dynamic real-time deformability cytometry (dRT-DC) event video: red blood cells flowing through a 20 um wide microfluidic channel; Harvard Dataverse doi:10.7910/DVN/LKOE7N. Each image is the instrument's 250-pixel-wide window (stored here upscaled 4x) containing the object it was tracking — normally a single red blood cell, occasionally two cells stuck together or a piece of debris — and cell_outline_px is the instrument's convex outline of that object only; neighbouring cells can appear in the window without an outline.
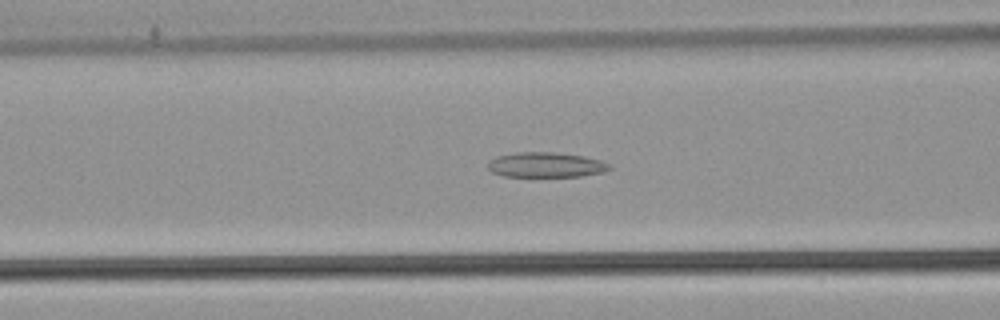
{"species": "common noctule bat (a hibernating species)", "species_latin": "Nyctalus noctula", "temperature_condition": "warm", "stored_images_in_passage": 54, "camera_frame_rate_fps": 3000, "um_per_image_px": 0.085, "animal": {"sex": "male", "body_mass_g": 21.5, "forearm_length_mm": 52.0}, "frame": {"image": 1, "passage_image": 23, "time_ms": 7.333, "image_size_px": [1000, 320], "cell_outline_px": [[612, 168], [604, 172], [580, 176], [504, 176], [492, 172], [488, 168], [488, 164], [496, 156], [516, 152], [552, 152], [584, 156], [600, 160], [612, 164]], "centroid_in_image_um": [46.44, 14.01], "position_along_channel_um": 120.2, "area_um2": 17.69}}
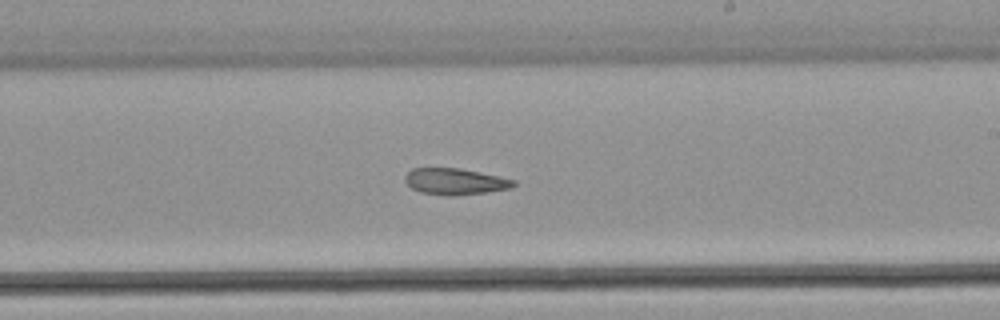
{"frame": {"image": 2, "passage_image": 33, "time_ms": 10.667, "image_size_px": [1000, 320], "cell_outline_px": [[516, 184], [512, 188], [488, 192], [452, 196], [448, 196], [420, 192], [412, 188], [404, 180], [404, 176], [412, 168], [460, 168], [500, 176], [516, 180]], "centroid_in_image_um": [38.71, 15.43], "position_along_channel_um": 250.3, "area_um2": 16.82}}
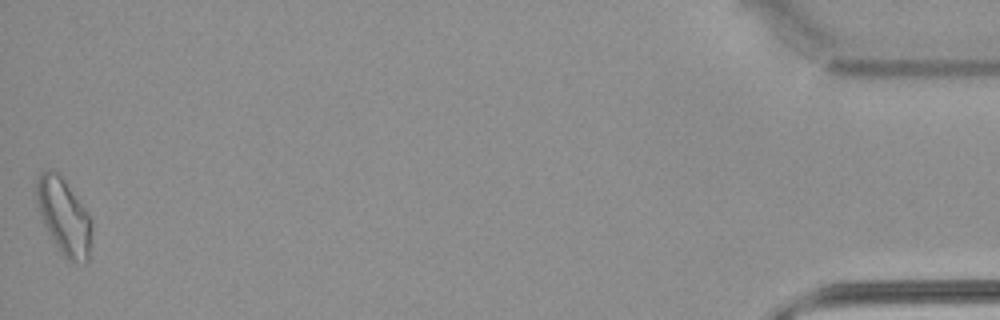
{"frame": {"image": 3, "passage_image": 54, "time_ms": 17.667, "image_size_px": [1000, 320], "cell_outline_px": [[92, 228], [88, 260], [84, 264], [68, 260], [64, 256], [44, 224], [40, 216], [36, 204], [36, 184], [40, 172], [48, 168], [56, 172], [64, 180], [88, 216], [92, 224]], "centroid_in_image_um": [5.41, 18.4], "position_along_channel_um": 429.8, "area_um2": 23.81}}